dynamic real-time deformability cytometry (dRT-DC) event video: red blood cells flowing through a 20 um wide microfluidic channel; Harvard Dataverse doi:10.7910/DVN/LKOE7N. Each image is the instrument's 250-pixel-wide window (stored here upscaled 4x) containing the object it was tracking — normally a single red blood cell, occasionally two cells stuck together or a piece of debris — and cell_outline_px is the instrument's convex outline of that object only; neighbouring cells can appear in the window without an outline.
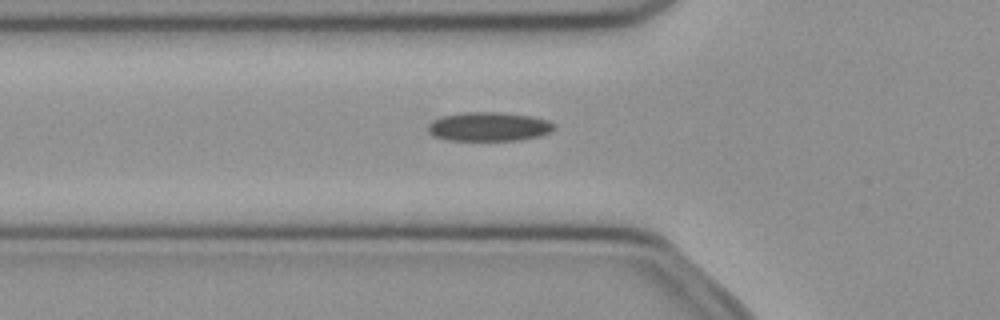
{"species": "common noctule bat (a hibernating species)", "species_latin": "Nyctalus noctula", "temperature_condition": "cold", "stored_images_in_passage": 52, "camera_frame_rate_fps": 3000, "um_per_image_px": 0.085, "animal": {"sex": "female", "body_mass_g": 21.9}, "frame": {"image": 1, "passage_image": 18, "time_ms": 5.667, "image_size_px": [1000, 320], "cell_outline_px": [[556, 128], [540, 136], [520, 140], [444, 140], [432, 136], [428, 132], [428, 124], [432, 120], [444, 116], [464, 112], [504, 112], [532, 116], [548, 120], [556, 124]], "centroid_in_image_um": [41.55, 10.76], "position_along_channel_um": 84.2, "area_um2": 21.56}}
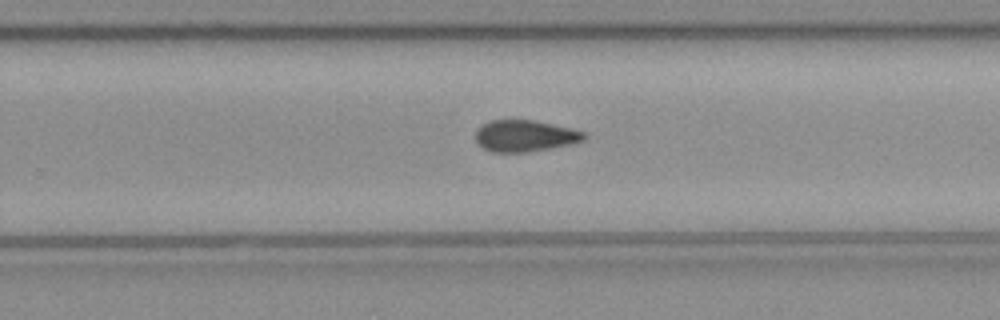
{"frame": {"image": 2, "passage_image": 33, "time_ms": 10.667, "image_size_px": [1000, 320], "cell_outline_px": [[588, 136], [584, 140], [572, 144], [552, 148], [528, 152], [492, 152], [484, 148], [476, 140], [476, 132], [488, 120], [536, 120], [572, 128], [584, 132]], "centroid_in_image_um": [44.68, 11.55], "position_along_channel_um": 285.1, "area_um2": 20.0}}
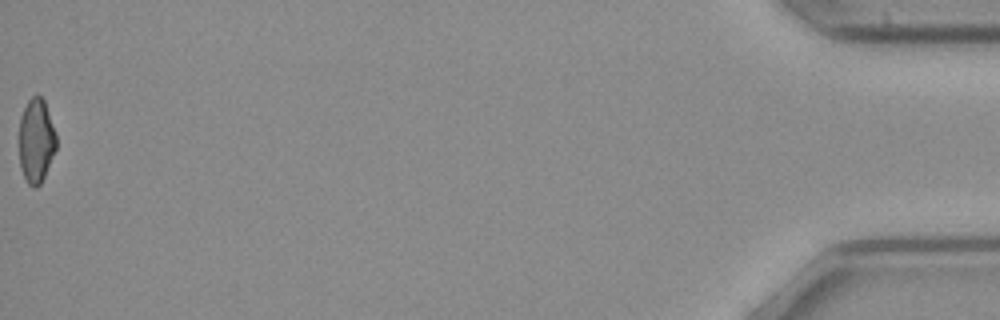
{"frame": {"image": 3, "passage_image": 52, "time_ms": 17.0, "image_size_px": [1000, 320], "cell_outline_px": [[56, 148], [44, 176], [40, 184], [36, 188], [32, 188], [28, 184], [20, 168], [20, 116], [28, 100], [32, 96], [40, 96], [44, 100], [56, 132]], "centroid_in_image_um": [3.08, 11.96], "position_along_channel_um": 432.1, "area_um2": 18.09}, "authors_computed_cell_mechanics": {"area_um2": 20.1433, "velocity_mm_per_s": 4.0002, "shape_relaxation_time_tau1_ms": null, "shape_relaxation_time_tau2_ms": 6.7633, "deformation_change_tau1": null, "deformation_change_tau2": 0.1315}}